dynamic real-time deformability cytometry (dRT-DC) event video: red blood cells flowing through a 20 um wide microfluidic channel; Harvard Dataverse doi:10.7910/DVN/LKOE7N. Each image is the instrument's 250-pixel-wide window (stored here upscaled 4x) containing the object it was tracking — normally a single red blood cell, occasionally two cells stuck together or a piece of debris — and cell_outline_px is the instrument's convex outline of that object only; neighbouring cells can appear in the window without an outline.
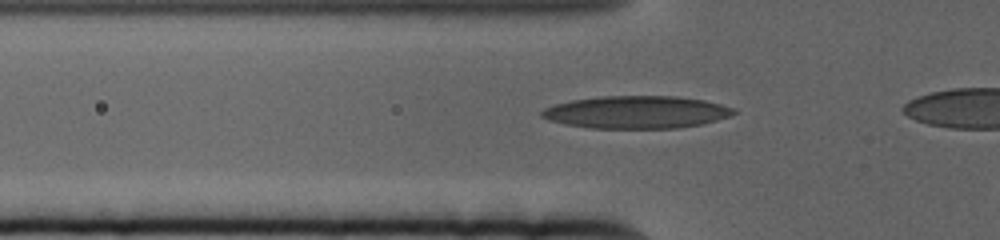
{"species": "human", "species_latin": "Homo sapiens", "temperature_condition": "cold", "stored_images_in_passage": 36, "camera_frame_rate_fps": 3000, "um_per_image_px": 0.085, "donor": {"sex": "female"}, "frame": {"image": 1, "passage_image": 6, "time_ms": 1.667, "image_size_px": [1000, 240], "cell_outline_px": [[736, 112], [732, 116], [700, 124], [680, 128], [592, 128], [564, 124], [548, 120], [540, 116], [540, 112], [544, 108], [556, 104], [572, 100], [600, 96], [676, 96], [704, 100], [736, 108]], "centroid_in_image_um": [54.1, 9.53], "position_along_channel_um": 71.7, "area_um2": 36.47}}
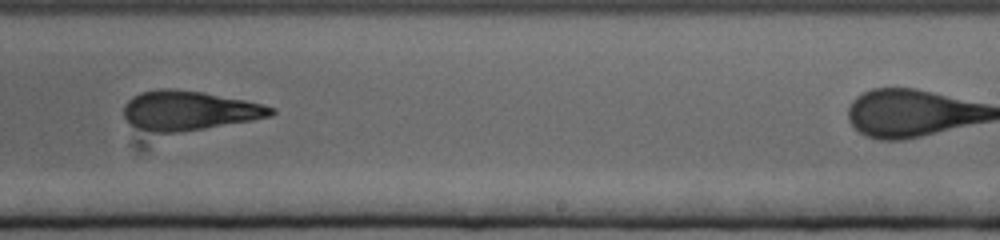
{"frame": {"image": 2, "passage_image": 24, "time_ms": 7.667, "image_size_px": [1000, 240], "cell_outline_px": [[276, 112], [272, 116], [252, 120], [204, 128], [176, 132], [152, 132], [140, 128], [132, 124], [124, 116], [124, 104], [132, 96], [140, 92], [160, 88], [168, 88], [204, 92], [244, 100], [276, 108]], "centroid_in_image_um": [16.07, 9.38], "position_along_channel_um": 272.9, "area_um2": 33.52}}
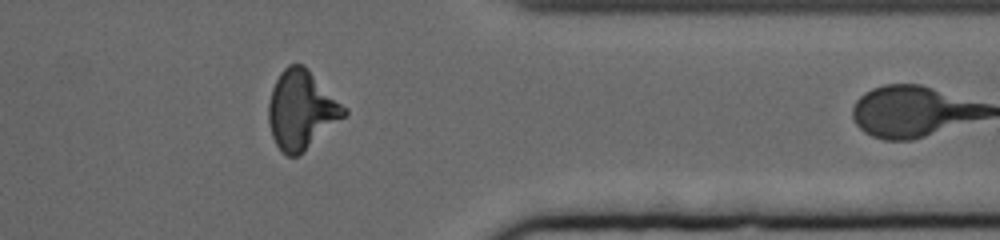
{"frame": {"image": 3, "passage_image": 35, "time_ms": 11.333, "image_size_px": [1000, 240], "cell_outline_px": [[348, 112], [344, 116], [300, 156], [288, 156], [280, 152], [272, 136], [268, 124], [268, 104], [272, 88], [280, 72], [288, 64], [304, 64], [348, 108]], "centroid_in_image_um": [25.61, 9.34], "position_along_channel_um": 385.8, "area_um2": 34.97}}